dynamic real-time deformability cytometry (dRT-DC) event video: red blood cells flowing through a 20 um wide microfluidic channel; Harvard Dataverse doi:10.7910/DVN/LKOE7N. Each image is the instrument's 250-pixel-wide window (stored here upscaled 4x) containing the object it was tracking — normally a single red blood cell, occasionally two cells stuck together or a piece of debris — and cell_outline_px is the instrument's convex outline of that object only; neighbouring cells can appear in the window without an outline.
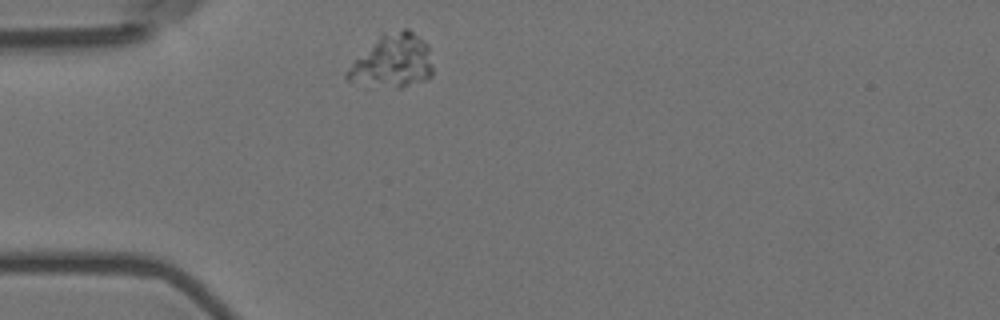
{"species": "Egyptian fruit bat (a non-hibernating species)", "species_latin": "Rousettus aegyptiacus", "temperature_condition": "room temperature", "stored_images_in_passage": 1, "camera_frame_rate_fps": 3000, "um_per_image_px": 0.085, "animal": {"sex": "female"}, "frame": {"image": 1, "passage_image": 1, "time_ms": 0.0, "image_size_px": [1000, 320], "cell_outline_px": [[432, 76], [424, 80], [400, 88], [396, 88], [348, 80], [344, 76], [344, 72], [352, 60], [380, 32], [404, 28], [408, 28], [424, 40], [428, 44], [432, 64]], "centroid_in_image_um": [33.34, 5.13], "position_along_channel_um": 51.7, "area_um2": 27.17}}